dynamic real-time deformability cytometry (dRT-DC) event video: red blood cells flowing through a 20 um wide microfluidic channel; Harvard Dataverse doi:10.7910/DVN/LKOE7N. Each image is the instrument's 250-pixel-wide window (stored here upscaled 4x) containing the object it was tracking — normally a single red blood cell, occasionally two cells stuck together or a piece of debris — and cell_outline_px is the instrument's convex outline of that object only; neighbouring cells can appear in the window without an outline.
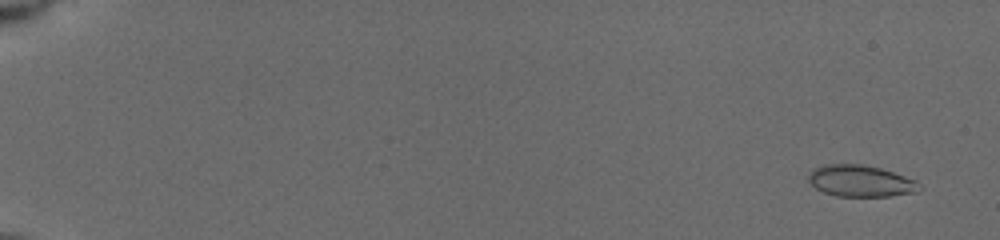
{"species": "common noctule bat (a hibernating species)", "species_latin": "Nyctalus noctula", "temperature_condition": "cold", "stored_images_in_passage": 38, "camera_frame_rate_fps": 3000, "um_per_image_px": 0.085, "animal": {"sex": "female", "body_mass_g": 19.5, "forearm_length_mm": 54.1}, "frame": {"image": 1, "passage_image": 2, "time_ms": 0.667, "image_size_px": [1000, 240], "cell_outline_px": [[924, 188], [916, 192], [888, 196], [836, 196], [824, 192], [816, 188], [808, 180], [808, 172], [812, 168], [824, 164], [860, 164], [880, 168], [916, 180]], "centroid_in_image_um": [73.14, 15.38], "position_along_channel_um": 11.9, "area_um2": 20.46}}
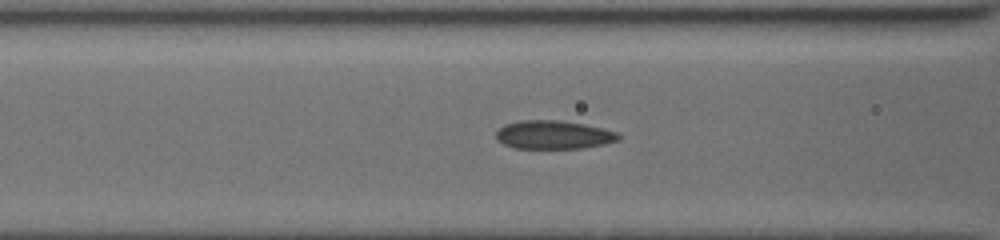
{"frame": {"image": 2, "passage_image": 24, "time_ms": 8.0, "image_size_px": [1000, 240], "cell_outline_px": [[620, 140], [604, 144], [584, 148], [516, 148], [504, 144], [496, 140], [496, 132], [504, 124], [520, 120], [560, 120], [584, 124], [616, 132], [620, 136]], "centroid_in_image_um": [47.03, 11.45], "position_along_channel_um": 119.6, "area_um2": 20.29}}
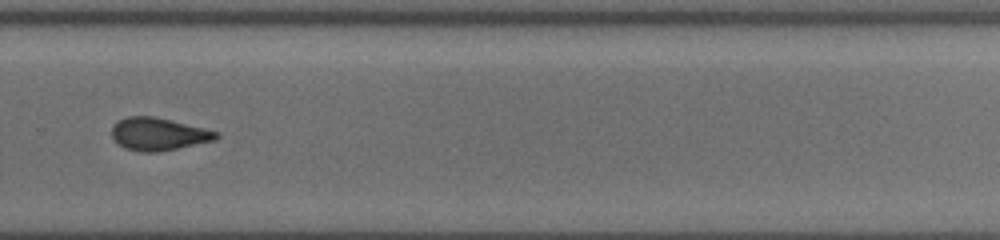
{"frame": {"image": 3, "passage_image": 37, "time_ms": 13.0, "image_size_px": [1000, 240], "cell_outline_px": [[220, 136], [216, 140], [160, 152], [140, 152], [124, 148], [116, 144], [112, 140], [112, 128], [120, 120], [128, 116], [152, 116], [204, 128], [220, 132]], "centroid_in_image_um": [13.47, 11.42], "position_along_channel_um": 316.3, "area_um2": 19.94}}